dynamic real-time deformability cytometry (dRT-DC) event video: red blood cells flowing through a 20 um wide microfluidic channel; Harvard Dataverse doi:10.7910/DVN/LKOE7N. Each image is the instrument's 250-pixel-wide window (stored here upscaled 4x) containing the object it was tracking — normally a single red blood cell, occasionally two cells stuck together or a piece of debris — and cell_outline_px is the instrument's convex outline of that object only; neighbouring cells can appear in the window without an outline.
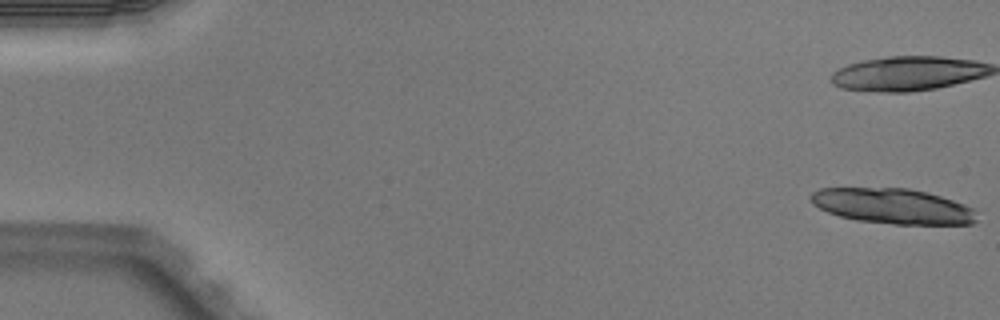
{"species": "Egyptian fruit bat (a non-hibernating species)", "species_latin": "Rousettus aegyptiacus", "temperature_condition": "warm", "stored_images_in_passage": 4, "camera_frame_rate_fps": 3000, "um_per_image_px": 0.085, "animal": {"sex": "male"}, "frame": {"image": 1, "passage_image": 1, "time_ms": 0.0, "image_size_px": [1000, 320], "cell_outline_px": [[976, 220], [972, 224], [896, 224], [856, 220], [840, 216], [828, 212], [812, 204], [812, 192], [820, 188], [908, 188], [928, 192], [964, 204], [972, 208]], "centroid_in_image_um": [75.87, 17.51], "position_along_channel_um": 9.1, "area_um2": 33.81}}